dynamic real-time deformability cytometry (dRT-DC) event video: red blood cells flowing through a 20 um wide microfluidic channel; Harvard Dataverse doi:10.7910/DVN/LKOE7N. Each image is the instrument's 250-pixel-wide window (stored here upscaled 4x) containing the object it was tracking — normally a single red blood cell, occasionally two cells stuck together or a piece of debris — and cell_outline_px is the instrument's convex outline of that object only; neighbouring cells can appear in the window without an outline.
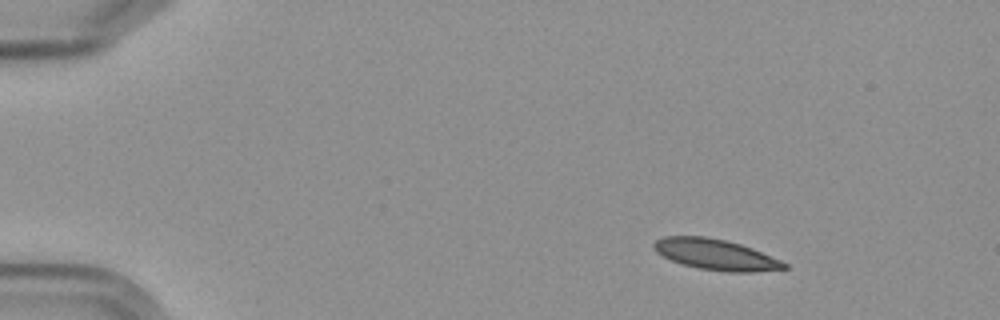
{"species": "Egyptian fruit bat (a non-hibernating species)", "species_latin": "Rousettus aegyptiacus", "temperature_condition": "cold", "stored_images_in_passage": 6, "camera_frame_rate_fps": 3000, "um_per_image_px": 0.085, "frame": {"image": 1, "passage_image": 2, "time_ms": 1.0, "image_size_px": [1000, 320], "cell_outline_px": [[788, 268], [752, 272], [728, 272], [700, 268], [684, 264], [672, 260], [656, 252], [652, 248], [652, 244], [656, 240], [664, 236], [704, 236], [724, 240], [740, 244], [752, 248], [780, 260], [788, 264]], "centroid_in_image_um": [60.82, 21.63], "position_along_channel_um": 24.2, "area_um2": 23.12}}
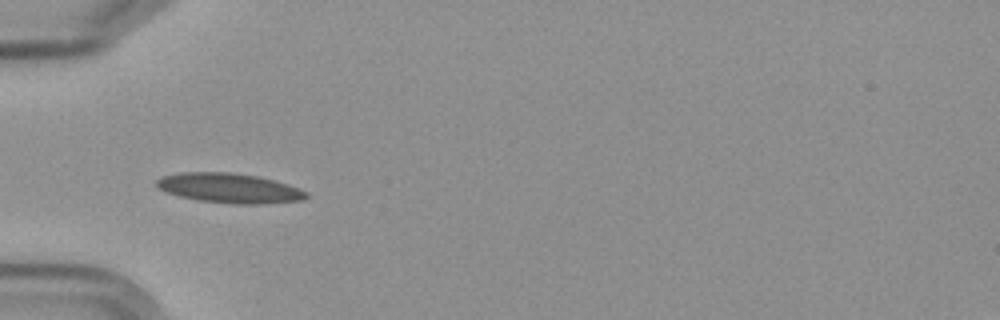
{"frame": {"image": 2, "passage_image": 5, "time_ms": 4.667, "image_size_px": [1000, 320], "cell_outline_px": [[308, 196], [300, 200], [264, 204], [232, 204], [196, 200], [164, 192], [156, 188], [156, 180], [164, 176], [180, 172], [228, 172], [256, 176], [272, 180], [308, 192]], "centroid_in_image_um": [19.42, 16.0], "position_along_channel_um": 65.6, "area_um2": 25.78}}
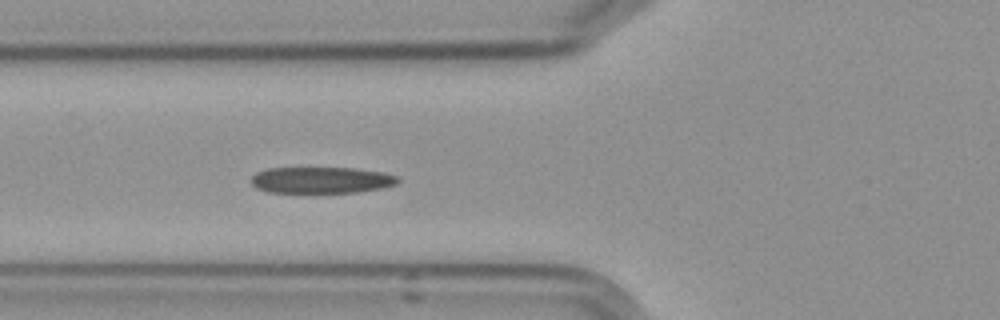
{"frame": {"image": 3, "passage_image": 6, "time_ms": 5.667, "image_size_px": [1000, 320], "cell_outline_px": [[400, 180], [396, 184], [380, 188], [360, 192], [268, 192], [256, 188], [252, 184], [252, 176], [256, 172], [268, 168], [352, 168], [384, 172], [396, 176]], "centroid_in_image_um": [27.31, 15.3], "position_along_channel_um": 98.5, "area_um2": 22.43}}